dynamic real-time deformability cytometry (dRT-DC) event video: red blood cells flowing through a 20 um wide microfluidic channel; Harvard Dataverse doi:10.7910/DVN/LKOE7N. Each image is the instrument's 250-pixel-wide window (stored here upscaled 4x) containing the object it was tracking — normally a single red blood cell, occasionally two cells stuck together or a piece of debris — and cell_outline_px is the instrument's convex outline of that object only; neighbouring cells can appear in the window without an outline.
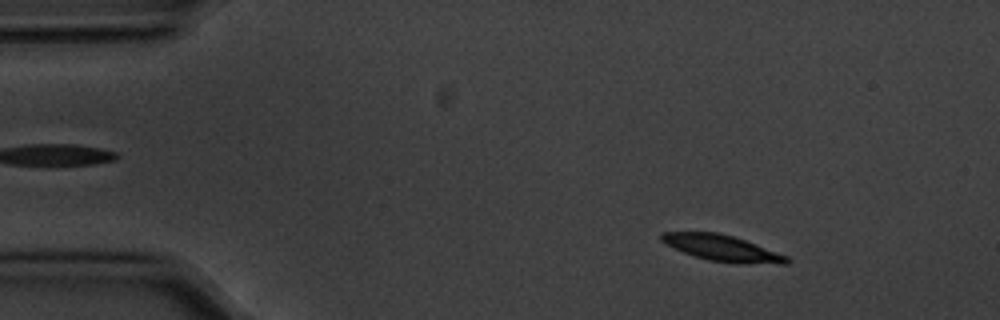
{"species": "common noctule bat (a hibernating species)", "species_latin": "Nyctalus noctula", "temperature_condition": "cold", "stored_images_in_passage": 56, "camera_frame_rate_fps": 3000, "um_per_image_px": 0.085, "animal": {"sex": "male", "body_mass_g": 20.1, "forearm_length_mm": 53.5}, "frame": {"image": 1, "passage_image": 7, "time_ms": 2.0, "image_size_px": [1000, 320], "cell_outline_px": [[792, 260], [788, 264], [780, 264], [708, 260], [692, 256], [660, 240], [660, 232], [716, 232], [732, 236], [756, 244], [788, 256]], "centroid_in_image_um": [61.38, 21.07], "position_along_channel_um": 23.6, "area_um2": 18.5}}
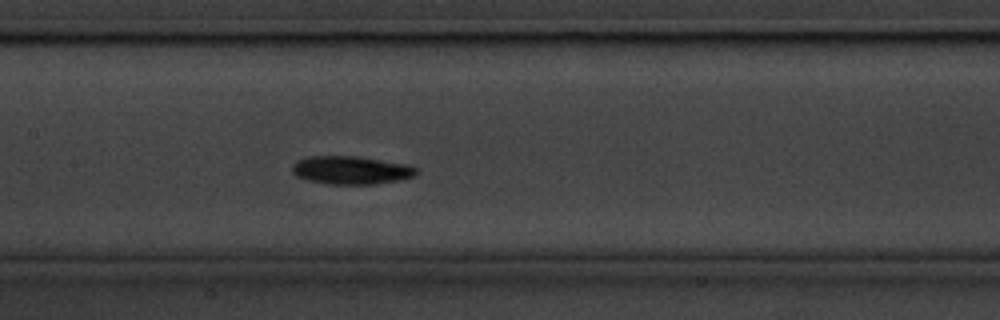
{"frame": {"image": 2, "passage_image": 26, "time_ms": 8.333, "image_size_px": [1000, 320], "cell_outline_px": [[420, 172], [416, 176], [400, 180], [376, 184], [328, 184], [308, 180], [296, 176], [292, 172], [292, 164], [296, 160], [308, 156], [356, 156], [408, 164], [420, 168]], "centroid_in_image_um": [29.89, 14.46], "position_along_channel_um": 177.5, "area_um2": 20.75}}
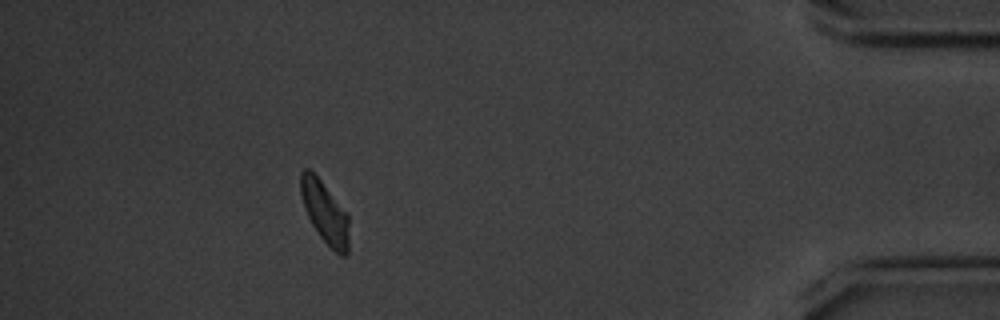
{"frame": {"image": 3, "passage_image": 50, "time_ms": 16.333, "image_size_px": [1000, 320], "cell_outline_px": [[348, 252], [344, 256], [340, 256], [320, 236], [312, 224], [304, 208], [300, 192], [300, 172], [304, 168], [308, 168], [320, 180], [348, 212]], "centroid_in_image_um": [27.61, 18.03], "position_along_channel_um": 407.6, "area_um2": 17.34}, "authors_computed_cell_mechanics": {"area_um2": 18.9006, "velocity_mm_per_s": 3.5312, "shape_relaxation_time_tau1_ms": 2.1747, "shape_relaxation_time_tau2_ms": null, "deformation_change_tau1": 0.0944, "deformation_change_tau2": null}}